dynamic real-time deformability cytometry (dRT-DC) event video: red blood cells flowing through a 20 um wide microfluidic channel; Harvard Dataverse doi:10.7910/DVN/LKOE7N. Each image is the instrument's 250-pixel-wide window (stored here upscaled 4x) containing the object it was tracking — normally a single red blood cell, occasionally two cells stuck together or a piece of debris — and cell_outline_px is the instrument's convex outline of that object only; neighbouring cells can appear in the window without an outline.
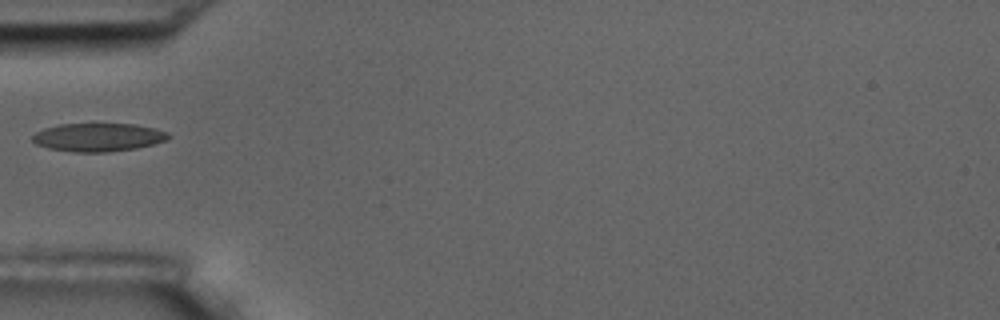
{"species": "common noctule bat (a hibernating species)", "species_latin": "Nyctalus noctula", "temperature_condition": "room temperature", "stored_images_in_passage": 10, "camera_frame_rate_fps": 3000, "um_per_image_px": 0.085, "animal": {"sex": "male", "body_mass_g": 17.5, "forearm_length_mm": 52.3}, "frame": {"image": 1, "passage_image": 5, "time_ms": 5.667, "image_size_px": [1000, 320], "cell_outline_px": [[168, 136], [164, 140], [152, 144], [136, 148], [108, 152], [76, 152], [48, 148], [36, 144], [32, 140], [32, 136], [36, 132], [44, 128], [60, 124], [92, 120], [132, 124], [156, 128], [168, 132]], "centroid_in_image_um": [8.3, 11.61], "position_along_channel_um": 76.7, "area_um2": 23.24}}
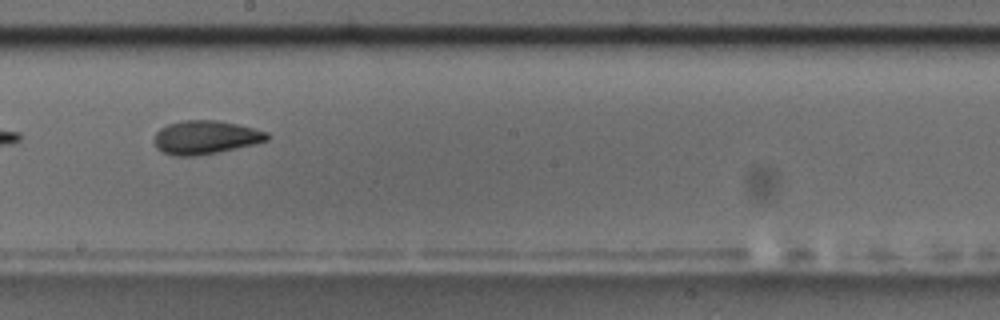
{"frame": {"image": 2, "passage_image": 9, "time_ms": 10.0, "image_size_px": [1000, 320], "cell_outline_px": [[268, 140], [236, 148], [196, 156], [172, 156], [160, 152], [156, 148], [156, 132], [160, 128], [168, 124], [184, 120], [216, 120], [236, 124], [268, 132]], "centroid_in_image_um": [17.42, 11.68], "position_along_channel_um": 230.8, "area_um2": 21.85}}
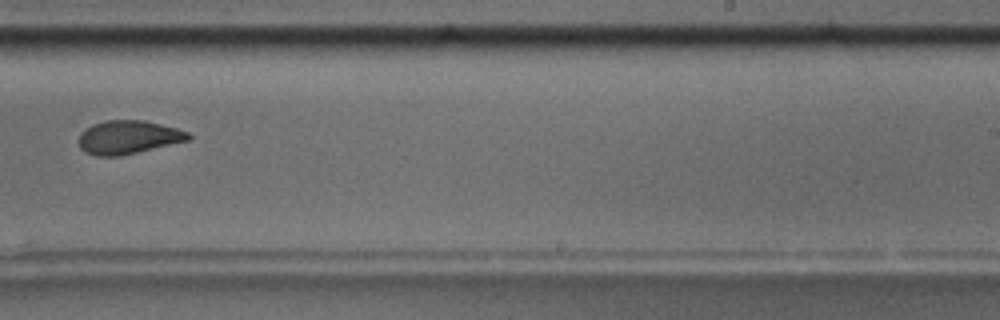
{"frame": {"image": 3, "passage_image": 10, "time_ms": 11.333, "image_size_px": [1000, 320], "cell_outline_px": [[192, 136], [188, 140], [120, 156], [96, 156], [84, 152], [80, 148], [80, 132], [92, 124], [104, 120], [144, 120], [176, 128], [188, 132]], "centroid_in_image_um": [10.87, 11.66], "position_along_channel_um": 278.1, "area_um2": 21.27}}